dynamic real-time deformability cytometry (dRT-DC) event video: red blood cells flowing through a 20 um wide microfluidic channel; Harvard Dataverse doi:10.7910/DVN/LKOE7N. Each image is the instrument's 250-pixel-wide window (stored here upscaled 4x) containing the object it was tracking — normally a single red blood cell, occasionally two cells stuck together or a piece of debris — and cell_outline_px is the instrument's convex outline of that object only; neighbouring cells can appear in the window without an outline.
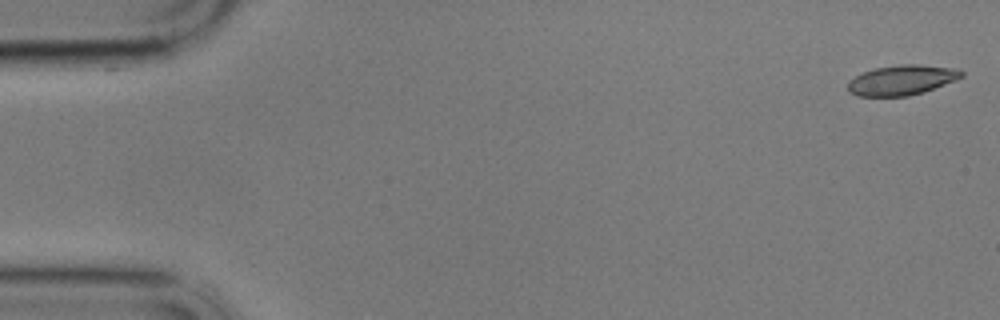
{"species": "common noctule bat (a hibernating species)", "species_latin": "Nyctalus noctula", "temperature_condition": "cold", "stored_images_in_passage": 58, "camera_frame_rate_fps": 3000, "um_per_image_px": 0.085, "animal": {"sex": "male", "body_mass_g": 17.9}, "frame": {"image": 1, "passage_image": 1, "time_ms": 0.0, "image_size_px": [1000, 320], "cell_outline_px": [[964, 76], [956, 80], [924, 92], [908, 96], [856, 96], [848, 88], [848, 80], [864, 72], [876, 68], [900, 64], [920, 64], [956, 68], [964, 72]], "centroid_in_image_um": [76.69, 6.8], "position_along_channel_um": 8.3, "area_um2": 19.88}}
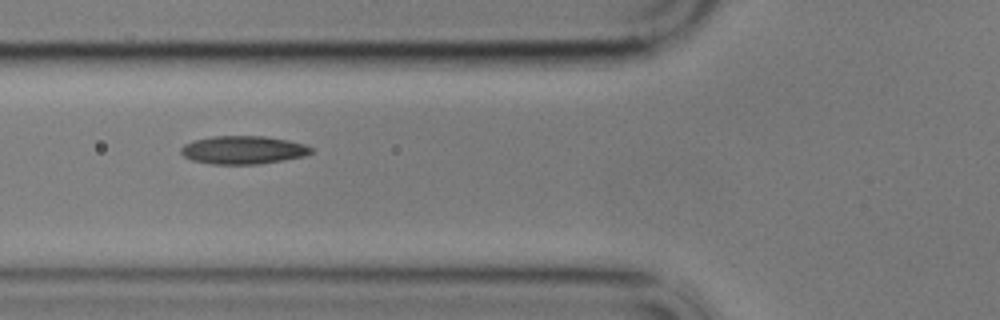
{"frame": {"image": 2, "passage_image": 21, "time_ms": 6.667, "image_size_px": [1000, 320], "cell_outline_px": [[312, 152], [304, 156], [256, 164], [212, 164], [192, 160], [184, 156], [180, 152], [180, 148], [184, 144], [196, 140], [212, 136], [264, 136], [288, 140], [304, 144], [312, 148]], "centroid_in_image_um": [20.64, 12.74], "position_along_channel_um": 105.2, "area_um2": 21.15}}
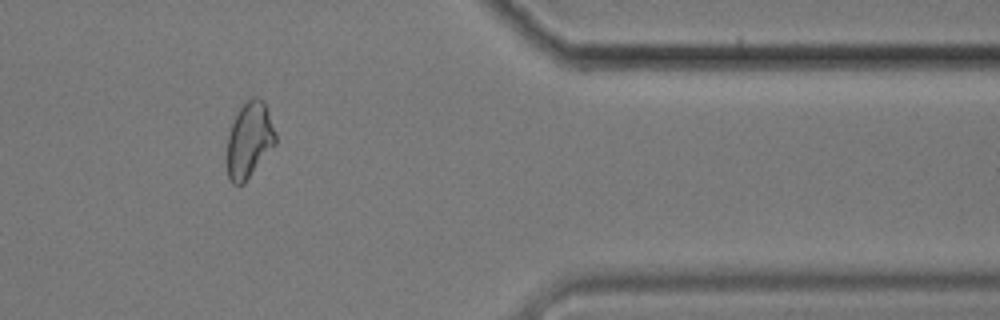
{"frame": {"image": 3, "passage_image": 48, "time_ms": 15.667, "image_size_px": [1000, 320], "cell_outline_px": [[276, 144], [244, 184], [232, 184], [228, 176], [224, 156], [228, 132], [240, 108], [252, 96], [256, 96], [268, 108], [276, 132]], "centroid_in_image_um": [21.16, 11.95], "position_along_channel_um": 390.2, "area_um2": 21.91}, "authors_computed_cell_mechanics": {"area_um2": 20.7791, "velocity_mm_per_s": 3.4086, "shape_relaxation_time_tau1_ms": 8.1142, "shape_relaxation_time_tau2_ms": 3.6024, "deformation_change_tau1": 0.1501, "deformation_change_tau2": 0.0941}}